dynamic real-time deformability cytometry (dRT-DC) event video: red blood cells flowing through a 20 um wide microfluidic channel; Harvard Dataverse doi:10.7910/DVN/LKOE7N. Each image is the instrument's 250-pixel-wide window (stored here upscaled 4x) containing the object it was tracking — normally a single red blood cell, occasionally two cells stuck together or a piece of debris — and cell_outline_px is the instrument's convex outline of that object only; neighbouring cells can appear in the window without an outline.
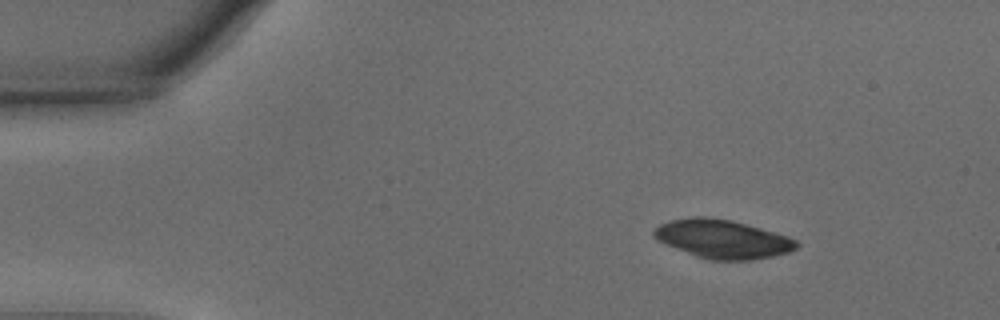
{"species": "common noctule bat (a hibernating species)", "species_latin": "Nyctalus noctula", "temperature_condition": "warm", "stored_images_in_passage": 14, "camera_frame_rate_fps": 3000, "um_per_image_px": 0.085, "animal": {"sex": "male", "body_mass_g": 15.6}, "frame": {"image": 1, "passage_image": 1, "time_ms": 0.0, "image_size_px": [1000, 320], "cell_outline_px": [[800, 244], [796, 248], [788, 252], [772, 256], [752, 260], [708, 260], [696, 256], [664, 244], [652, 236], [652, 232], [660, 224], [672, 220], [692, 216], [704, 216], [732, 220], [788, 236], [796, 240]], "centroid_in_image_um": [61.4, 20.32], "position_along_channel_um": 23.6, "area_um2": 32.08}}